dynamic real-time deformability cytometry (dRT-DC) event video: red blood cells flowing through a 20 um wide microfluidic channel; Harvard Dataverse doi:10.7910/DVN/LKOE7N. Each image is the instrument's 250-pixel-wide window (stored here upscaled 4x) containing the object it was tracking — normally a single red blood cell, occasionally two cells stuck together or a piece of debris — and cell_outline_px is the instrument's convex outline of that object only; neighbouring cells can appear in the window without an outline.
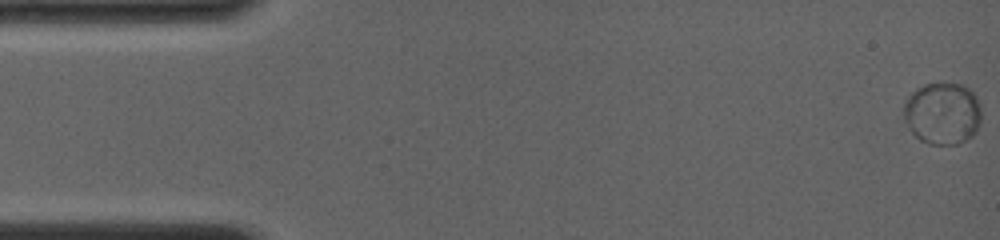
{"species": "common noctule bat (a hibernating species)", "species_latin": "Nyctalus noctula", "temperature_condition": "room temperature", "stored_images_in_passage": 14, "camera_frame_rate_fps": 4000, "um_per_image_px": 0.085, "animal": {"sex": "female", "body_mass_g": 19.0, "forearm_length_mm": 56.7}, "frame": {"image": 1, "passage_image": 1, "time_ms": 0.0, "image_size_px": [1000, 240], "cell_outline_px": [[980, 120], [976, 132], [972, 136], [956, 144], [928, 144], [920, 140], [908, 128], [904, 120], [904, 104], [912, 92], [924, 84], [960, 84], [968, 88], [972, 92], [980, 108]], "centroid_in_image_um": [80.09, 9.66], "position_along_channel_um": 4.9, "area_um2": 27.74}}
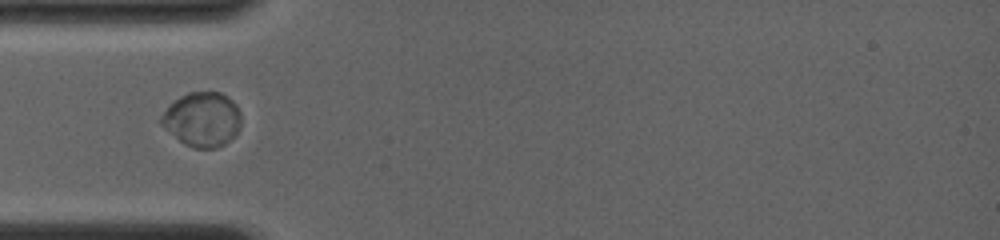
{"frame": {"image": 2, "passage_image": 8, "time_ms": 5.0, "image_size_px": [1000, 240], "cell_outline_px": [[240, 124], [236, 132], [224, 144], [216, 148], [192, 148], [184, 144], [164, 128], [160, 124], [160, 116], [180, 96], [188, 92], [220, 92], [228, 96], [236, 104], [240, 112]], "centroid_in_image_um": [17.19, 10.14], "position_along_channel_um": 67.8, "area_um2": 25.14}}
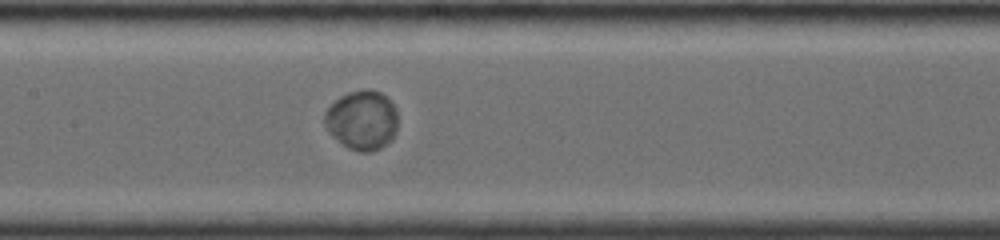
{"frame": {"image": 3, "passage_image": 14, "time_ms": 7.75, "image_size_px": [1000, 240], "cell_outline_px": [[396, 132], [392, 140], [380, 148], [372, 152], [360, 152], [348, 148], [332, 136], [324, 124], [324, 112], [340, 96], [348, 92], [364, 88], [380, 92], [396, 108]], "centroid_in_image_um": [30.76, 10.22], "position_along_channel_um": 176.6, "area_um2": 25.37}}